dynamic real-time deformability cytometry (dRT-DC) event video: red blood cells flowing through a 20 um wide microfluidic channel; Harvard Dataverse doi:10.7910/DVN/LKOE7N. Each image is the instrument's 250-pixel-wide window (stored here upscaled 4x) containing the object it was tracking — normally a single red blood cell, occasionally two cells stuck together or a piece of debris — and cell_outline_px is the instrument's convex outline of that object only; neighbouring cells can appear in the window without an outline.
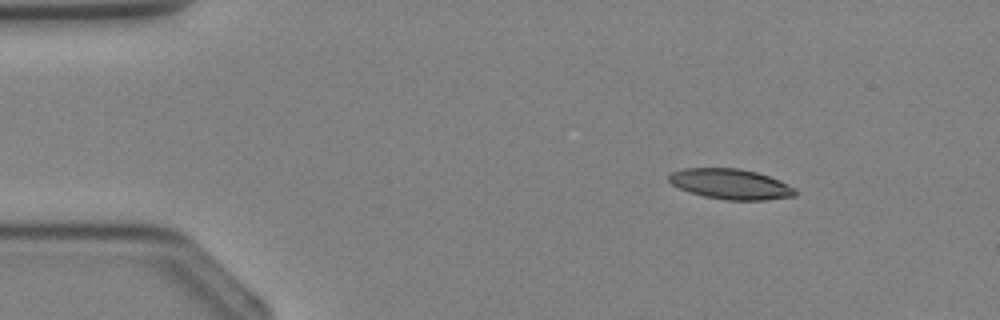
{"species": "Egyptian fruit bat (a non-hibernating species)", "species_latin": "Rousettus aegyptiacus", "temperature_condition": "cold", "stored_images_in_passage": 3, "camera_frame_rate_fps": 3000, "um_per_image_px": 0.085, "animal": {"sex": "female"}, "frame": {"image": 1, "passage_image": 1, "time_ms": 0.0, "image_size_px": [1000, 320], "cell_outline_px": [[796, 196], [764, 200], [728, 200], [704, 196], [688, 192], [672, 184], [668, 180], [668, 176], [672, 172], [684, 168], [740, 168], [756, 172], [768, 176], [796, 188]], "centroid_in_image_um": [62.09, 15.64], "position_along_channel_um": 22.9, "area_um2": 22.25}}